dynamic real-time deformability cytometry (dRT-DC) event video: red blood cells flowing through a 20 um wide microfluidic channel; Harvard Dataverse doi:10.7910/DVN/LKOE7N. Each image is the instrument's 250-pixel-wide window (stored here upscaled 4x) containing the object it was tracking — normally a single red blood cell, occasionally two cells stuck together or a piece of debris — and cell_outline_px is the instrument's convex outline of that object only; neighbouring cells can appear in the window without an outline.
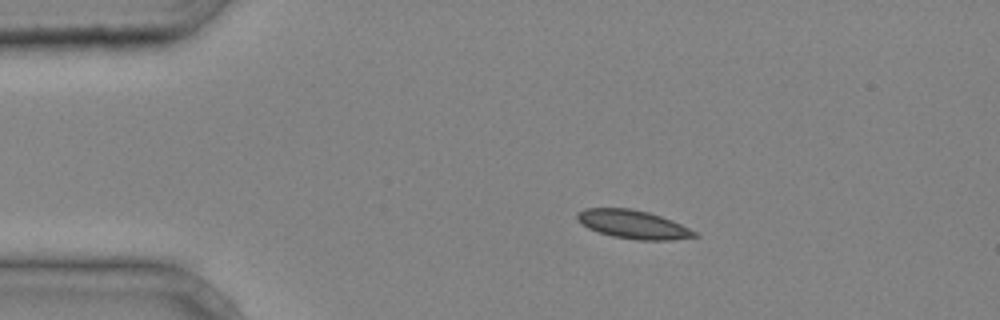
{"species": "common noctule bat (a hibernating species)", "species_latin": "Nyctalus noctula", "temperature_condition": "cold", "stored_images_in_passage": 34, "camera_frame_rate_fps": 3000, "um_per_image_px": 0.085, "animal": {"sex": "male", "body_mass_g": 20.4}, "frame": {"image": 1, "passage_image": 1, "time_ms": 0.0, "image_size_px": [1000, 320], "cell_outline_px": [[700, 236], [672, 240], [636, 240], [612, 236], [588, 228], [580, 224], [576, 220], [576, 212], [584, 208], [632, 208], [648, 212], [672, 220], [696, 232]], "centroid_in_image_um": [53.78, 19.07], "position_along_channel_um": 31.2, "area_um2": 19.59}}
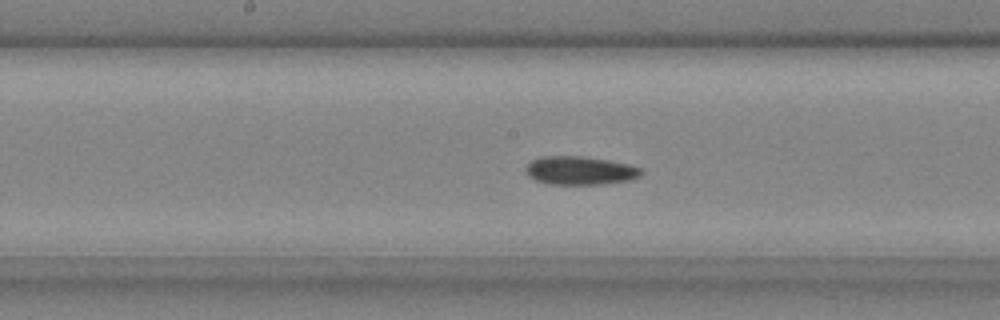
{"frame": {"image": 2, "passage_image": 15, "time_ms": 4.667, "image_size_px": [1000, 320], "cell_outline_px": [[644, 172], [640, 176], [628, 180], [600, 184], [552, 184], [536, 180], [528, 176], [524, 168], [532, 160], [540, 156], [584, 156], [608, 160], [628, 164], [640, 168]], "centroid_in_image_um": [49.28, 14.48], "position_along_channel_um": 198.9, "area_um2": 19.07}}
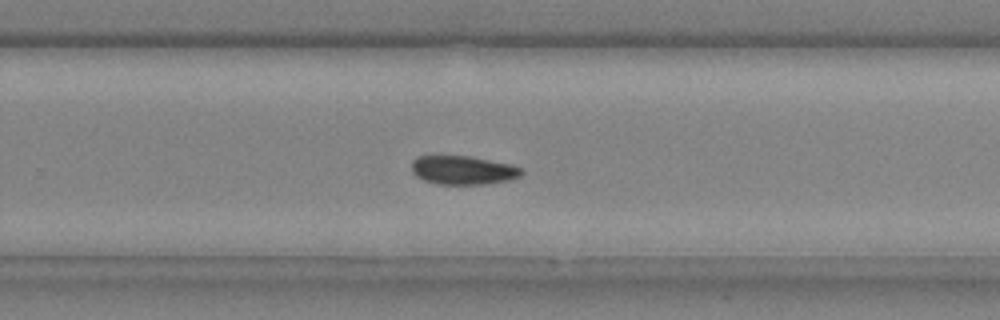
{"frame": {"image": 3, "passage_image": 21, "time_ms": 6.667, "image_size_px": [1000, 320], "cell_outline_px": [[524, 172], [520, 176], [508, 180], [484, 184], [440, 184], [424, 180], [416, 176], [412, 172], [412, 160], [416, 156], [468, 156], [512, 164], [520, 168]], "centroid_in_image_um": [39.35, 14.46], "position_along_channel_um": 290.5, "area_um2": 18.32}}